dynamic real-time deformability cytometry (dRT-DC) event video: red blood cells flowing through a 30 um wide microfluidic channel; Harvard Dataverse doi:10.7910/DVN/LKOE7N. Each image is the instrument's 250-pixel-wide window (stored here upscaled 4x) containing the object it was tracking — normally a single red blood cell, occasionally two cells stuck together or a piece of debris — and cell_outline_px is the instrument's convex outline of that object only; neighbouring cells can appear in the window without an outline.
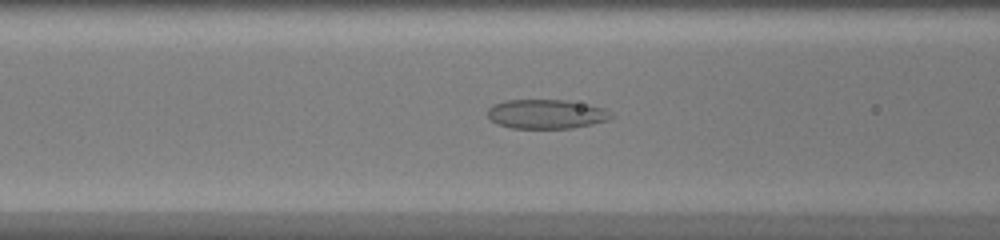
{"species": "common noctule bat (a hibernating species)", "species_latin": "Nyctalus noctula", "temperature_condition": "warm", "stored_images_in_passage": 43, "camera_frame_rate_fps": 3000, "um_per_image_px": 0.085, "animal": {"sex": "female", "body_mass_g": 20.0, "forearm_length_mm": 54.0}, "frame": {"image": 1, "passage_image": 16, "time_ms": 5.0, "image_size_px": [1000, 240], "cell_outline_px": [[612, 116], [608, 120], [592, 124], [572, 128], [512, 128], [496, 124], [488, 116], [488, 108], [492, 104], [504, 100], [568, 100], [604, 108], [612, 112]], "centroid_in_image_um": [46.42, 9.69], "position_along_channel_um": 120.2, "area_um2": 21.15}}
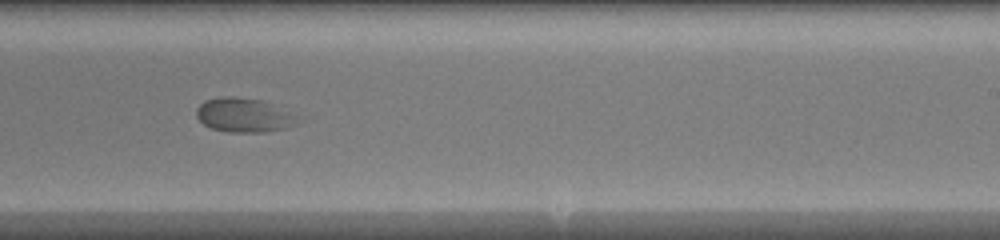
{"frame": {"image": 2, "passage_image": 26, "time_ms": 8.333, "image_size_px": [1000, 240], "cell_outline_px": [[304, 120], [284, 128], [268, 132], [228, 132], [212, 128], [204, 124], [196, 116], [196, 108], [204, 100], [220, 96], [236, 96], [264, 100]], "centroid_in_image_um": [20.71, 9.77], "position_along_channel_um": 268.3, "area_um2": 20.29}}
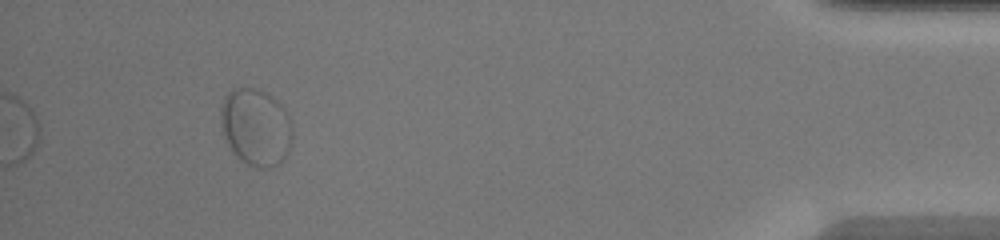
{"frame": {"image": 3, "passage_image": 40, "time_ms": 13.0, "image_size_px": [1000, 240], "cell_outline_px": [[292, 136], [288, 152], [280, 164], [272, 168], [256, 168], [240, 160], [236, 156], [228, 144], [224, 136], [220, 120], [220, 104], [224, 96], [232, 88], [256, 88], [272, 96], [284, 108], [292, 124]], "centroid_in_image_um": [21.73, 10.81], "position_along_channel_um": 413.5, "area_um2": 32.6}}